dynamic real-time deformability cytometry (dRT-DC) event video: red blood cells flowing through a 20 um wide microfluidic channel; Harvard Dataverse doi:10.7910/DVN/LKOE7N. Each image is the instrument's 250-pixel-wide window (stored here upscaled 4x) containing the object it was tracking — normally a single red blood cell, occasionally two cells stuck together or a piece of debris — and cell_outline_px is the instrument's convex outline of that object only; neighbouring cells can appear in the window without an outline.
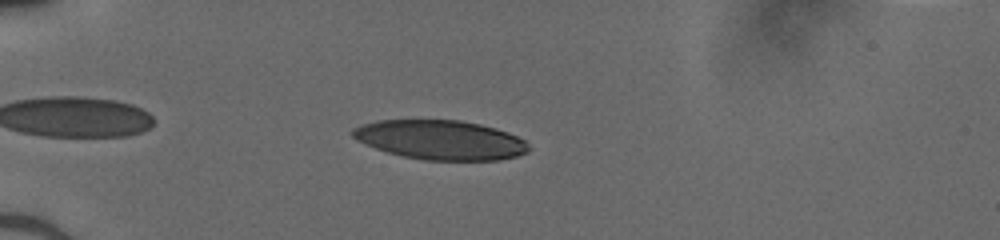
{"species": "human", "species_latin": "Homo sapiens", "temperature_condition": "cold", "stored_images_in_passage": 37, "camera_frame_rate_fps": 3000, "um_per_image_px": 0.085, "donor": {"sex": "male"}, "frame": {"image": 1, "passage_image": 5, "time_ms": 1.333, "image_size_px": [1000, 240], "cell_outline_px": [[532, 148], [528, 152], [516, 156], [500, 160], [424, 160], [404, 156], [388, 152], [376, 148], [356, 140], [352, 136], [352, 128], [360, 124], [376, 120], [460, 120], [480, 124], [496, 128], [508, 132], [524, 140]], "centroid_in_image_um": [37.44, 11.88], "position_along_channel_um": 47.6, "area_um2": 40.52}}
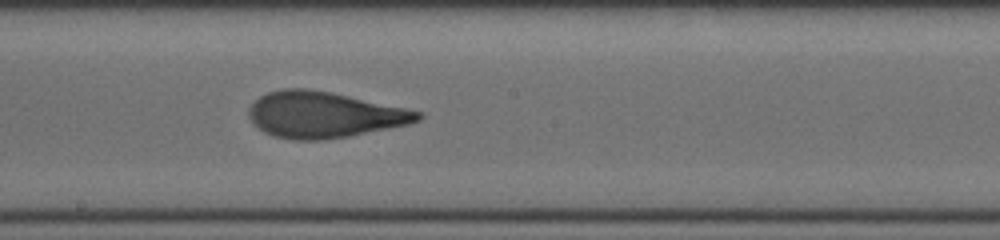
{"frame": {"image": 2, "passage_image": 20, "time_ms": 6.333, "image_size_px": [1000, 240], "cell_outline_px": [[424, 116], [420, 120], [408, 124], [348, 136], [324, 140], [292, 140], [272, 136], [264, 132], [252, 124], [248, 116], [248, 108], [260, 96], [268, 92], [284, 88], [304, 88], [332, 92], [424, 112]], "centroid_in_image_um": [27.51, 9.75], "position_along_channel_um": 220.7, "area_um2": 45.49}}
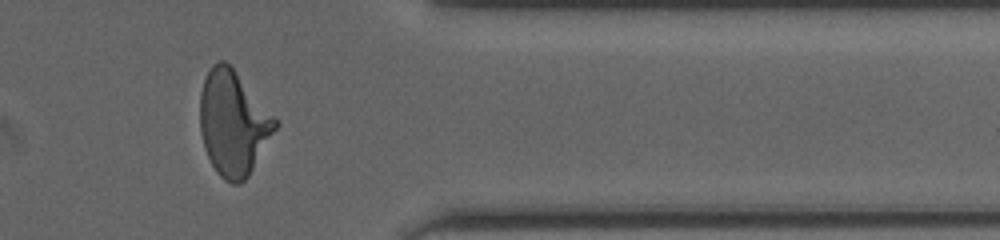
{"frame": {"image": 3, "passage_image": 33, "time_ms": 10.667, "image_size_px": [1000, 240], "cell_outline_px": [[280, 124], [248, 176], [240, 184], [232, 184], [224, 180], [216, 172], [204, 148], [200, 132], [200, 92], [204, 80], [212, 64], [220, 60], [224, 60], [232, 68]], "centroid_in_image_um": [19.8, 10.5], "position_along_channel_um": 391.6, "area_um2": 45.37}}